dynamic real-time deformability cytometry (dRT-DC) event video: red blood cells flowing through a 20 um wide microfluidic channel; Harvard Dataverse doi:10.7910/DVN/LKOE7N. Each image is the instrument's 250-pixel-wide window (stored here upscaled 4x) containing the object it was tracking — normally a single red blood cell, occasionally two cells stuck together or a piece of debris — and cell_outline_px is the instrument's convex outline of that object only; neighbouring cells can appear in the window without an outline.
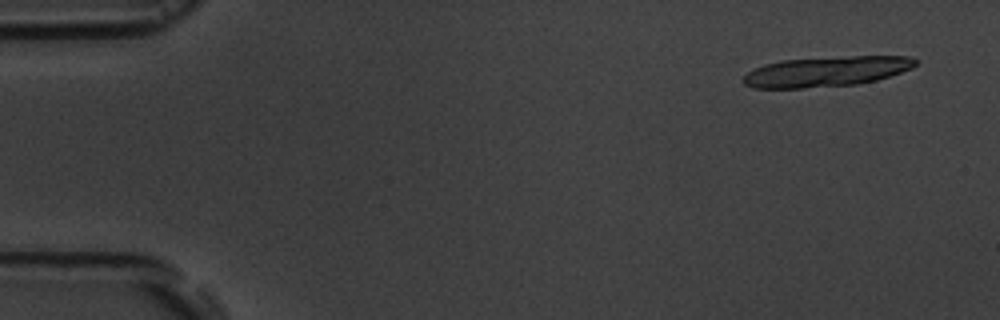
{"species": "common noctule bat (a hibernating species)", "species_latin": "Nyctalus noctula", "temperature_condition": "room temperature", "stored_images_in_passage": 6, "segment_of_instrument_passage": [1, 2], "camera_frame_rate_fps": 3000, "um_per_image_px": 0.085, "animal": {"sex": "male", "body_mass_g": 19.5, "forearm_length_mm": 54.6}, "frame": {"image": 1, "passage_image": 1, "time_ms": 0.0, "image_size_px": [1000, 320], "cell_outline_px": [[916, 64], [912, 68], [876, 80], [856, 84], [804, 88], [752, 88], [744, 84], [740, 80], [748, 72], [764, 64], [780, 60], [852, 56], [908, 56], [916, 60]], "centroid_in_image_um": [70.19, 6.08], "position_along_channel_um": 14.8, "area_um2": 30.11}}